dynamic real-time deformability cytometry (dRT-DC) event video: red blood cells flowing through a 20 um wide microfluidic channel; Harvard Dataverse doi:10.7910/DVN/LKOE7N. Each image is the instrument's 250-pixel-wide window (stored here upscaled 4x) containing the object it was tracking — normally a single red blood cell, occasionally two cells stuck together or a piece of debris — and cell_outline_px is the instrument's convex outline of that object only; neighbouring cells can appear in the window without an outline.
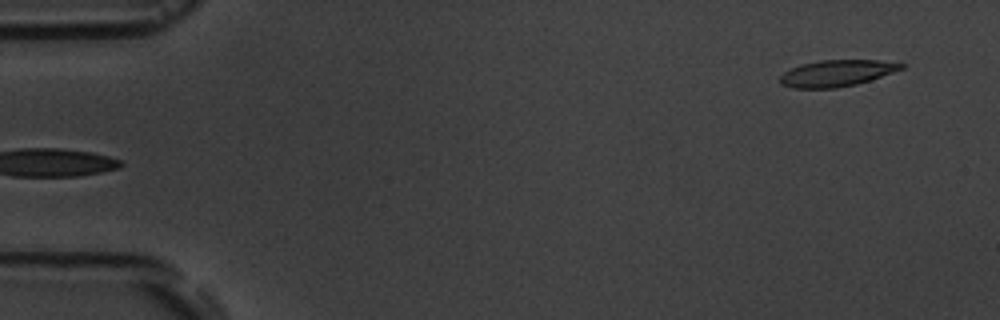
{"species": "common noctule bat (a hibernating species)", "species_latin": "Nyctalus noctula", "temperature_condition": "room temperature", "stored_images_in_passage": 5, "segment_of_instrument_passage": [2, 2], "camera_frame_rate_fps": 3000, "um_per_image_px": 0.085, "animal": {"sex": "male", "body_mass_g": 19.5, "forearm_length_mm": 54.6}, "frame": {"image": 1, "passage_image": 5, "time_ms": 5.333, "image_size_px": [1000, 320], "cell_outline_px": [[904, 68], [856, 84], [836, 88], [792, 88], [780, 84], [780, 76], [784, 72], [800, 64], [820, 60], [880, 60], [904, 64]], "centroid_in_image_um": [71.07, 6.22], "position_along_channel_um": 13.9, "area_um2": 18.5}}